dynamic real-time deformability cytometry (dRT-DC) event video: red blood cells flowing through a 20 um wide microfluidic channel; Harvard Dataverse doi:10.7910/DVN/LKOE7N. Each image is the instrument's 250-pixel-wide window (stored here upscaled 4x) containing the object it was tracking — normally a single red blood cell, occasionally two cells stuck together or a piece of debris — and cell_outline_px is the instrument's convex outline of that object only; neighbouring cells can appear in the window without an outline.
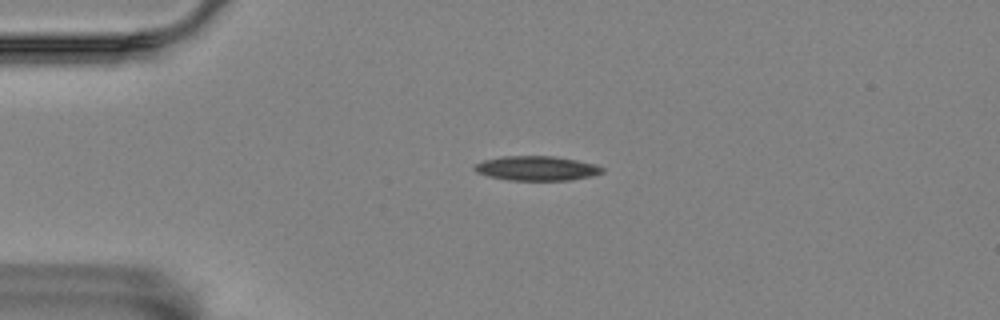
{"species": "Egyptian fruit bat (a non-hibernating species)", "species_latin": "Rousettus aegyptiacus", "temperature_condition": "room temperature", "stored_images_in_passage": 3, "camera_frame_rate_fps": 3000, "um_per_image_px": 0.085, "animal": {"sex": "female"}, "frame": {"image": 1, "passage_image": 3, "time_ms": 0.667, "image_size_px": [1000, 320], "cell_outline_px": [[604, 172], [592, 176], [568, 180], [508, 180], [488, 176], [476, 172], [472, 168], [476, 164], [484, 160], [504, 156], [552, 156], [576, 160], [596, 164], [604, 168]], "centroid_in_image_um": [45.62, 14.31], "position_along_channel_um": 39.4, "area_um2": 18.21}}